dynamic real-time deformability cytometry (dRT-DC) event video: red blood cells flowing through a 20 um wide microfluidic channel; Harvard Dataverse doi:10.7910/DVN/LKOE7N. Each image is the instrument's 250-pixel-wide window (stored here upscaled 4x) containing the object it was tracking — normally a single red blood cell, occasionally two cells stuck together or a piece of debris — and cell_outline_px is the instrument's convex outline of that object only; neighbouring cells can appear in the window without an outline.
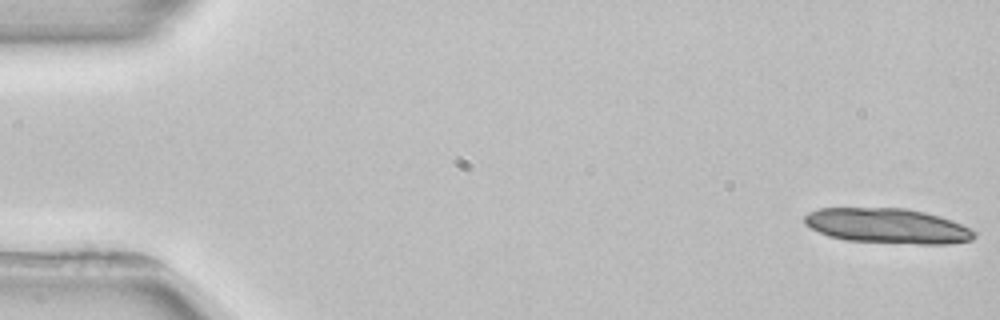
{"species": "common noctule bat (a hibernating species)", "species_latin": "Nyctalus noctula", "temperature_condition": "room temperature", "stored_images_in_passage": 5, "camera_frame_rate_fps": 3000, "um_per_image_px": 0.085, "animal": {"sex": "female", "body_mass_g": 22.7, "forearm_length_mm": 54.2}, "frame": {"image": 1, "passage_image": 1, "time_ms": 0.0, "image_size_px": [1000, 320], "cell_outline_px": [[976, 236], [972, 240], [948, 244], [920, 244], [848, 240], [828, 236], [804, 224], [804, 216], [808, 212], [820, 208], [904, 208], [924, 212], [940, 216], [952, 220], [976, 232]], "centroid_in_image_um": [75.44, 19.2], "position_along_channel_um": 9.6, "area_um2": 34.56}}
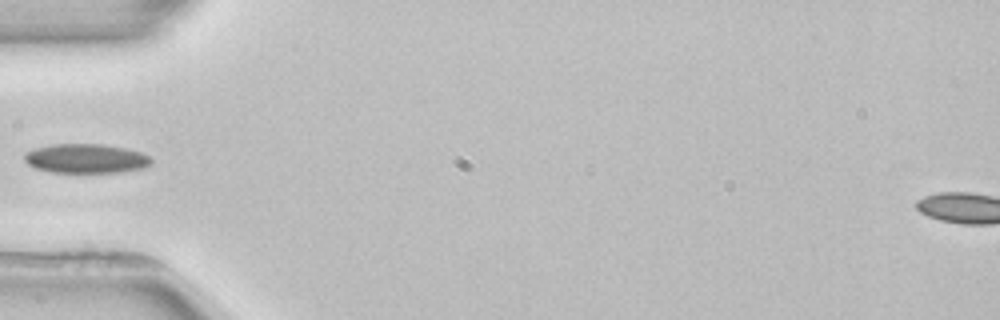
{"frame": {"image": 2, "passage_image": 5, "time_ms": 5.667, "image_size_px": [1000, 320], "cell_outline_px": [[152, 164], [144, 168], [116, 172], [52, 172], [32, 168], [24, 160], [24, 152], [36, 148], [52, 144], [104, 144], [124, 148], [140, 152], [148, 156], [152, 160]], "centroid_in_image_um": [7.27, 13.47], "position_along_channel_um": 77.7, "area_um2": 21.68}}